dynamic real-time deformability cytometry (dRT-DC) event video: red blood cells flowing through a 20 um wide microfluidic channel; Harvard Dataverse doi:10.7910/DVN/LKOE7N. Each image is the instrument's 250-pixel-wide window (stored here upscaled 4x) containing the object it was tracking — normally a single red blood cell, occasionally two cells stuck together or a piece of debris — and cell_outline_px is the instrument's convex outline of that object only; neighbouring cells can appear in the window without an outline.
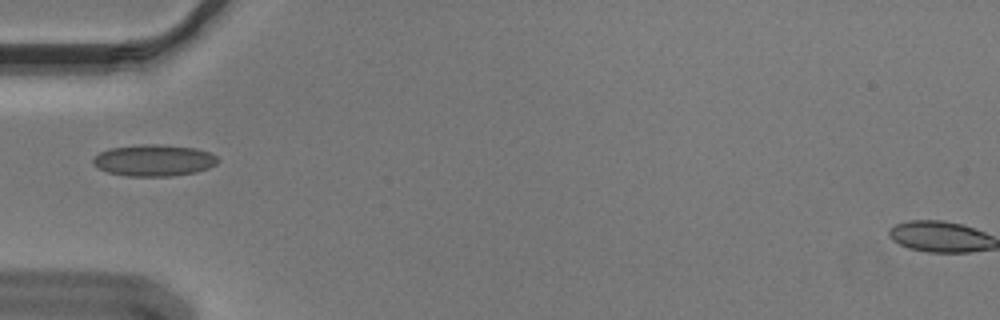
{"species": "Egyptian fruit bat (a non-hibernating species)", "species_latin": "Rousettus aegyptiacus", "temperature_condition": "cold", "stored_images_in_passage": 31, "camera_frame_rate_fps": 3000, "um_per_image_px": 0.085, "animal": {"sex": "male"}, "frame": {"image": 1, "passage_image": 1, "time_ms": 0.0, "image_size_px": [1000, 320], "cell_outline_px": [[220, 160], [216, 164], [208, 168], [196, 172], [172, 176], [128, 176], [108, 172], [92, 164], [92, 160], [100, 152], [112, 148], [140, 144], [160, 144], [196, 148], [208, 152], [216, 156]], "centroid_in_image_um": [13.1, 13.63], "position_along_channel_um": 71.9, "area_um2": 22.89}}
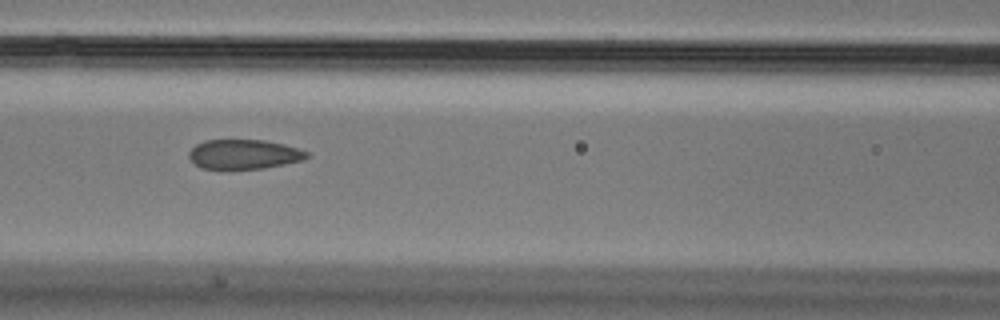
{"frame": {"image": 2, "passage_image": 7, "time_ms": 2.0, "image_size_px": [1000, 320], "cell_outline_px": [[308, 156], [304, 160], [264, 168], [200, 168], [188, 156], [188, 152], [196, 144], [204, 140], [264, 140], [284, 144], [308, 152]], "centroid_in_image_um": [20.73, 13.1], "position_along_channel_um": 145.9, "area_um2": 20.06}}
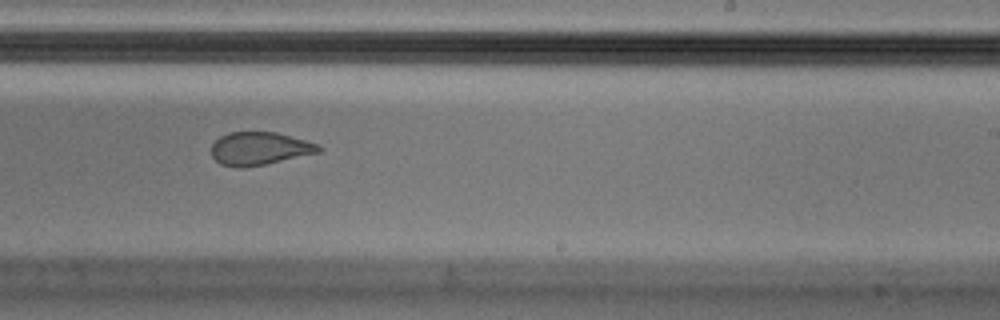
{"frame": {"image": 3, "passage_image": 17, "time_ms": 5.333, "image_size_px": [1000, 320], "cell_outline_px": [[324, 148], [320, 152], [264, 164], [244, 168], [236, 168], [220, 164], [212, 156], [212, 144], [220, 136], [228, 132], [276, 132], [320, 144]], "centroid_in_image_um": [22.06, 12.62], "position_along_channel_um": 266.9, "area_um2": 20.69}}